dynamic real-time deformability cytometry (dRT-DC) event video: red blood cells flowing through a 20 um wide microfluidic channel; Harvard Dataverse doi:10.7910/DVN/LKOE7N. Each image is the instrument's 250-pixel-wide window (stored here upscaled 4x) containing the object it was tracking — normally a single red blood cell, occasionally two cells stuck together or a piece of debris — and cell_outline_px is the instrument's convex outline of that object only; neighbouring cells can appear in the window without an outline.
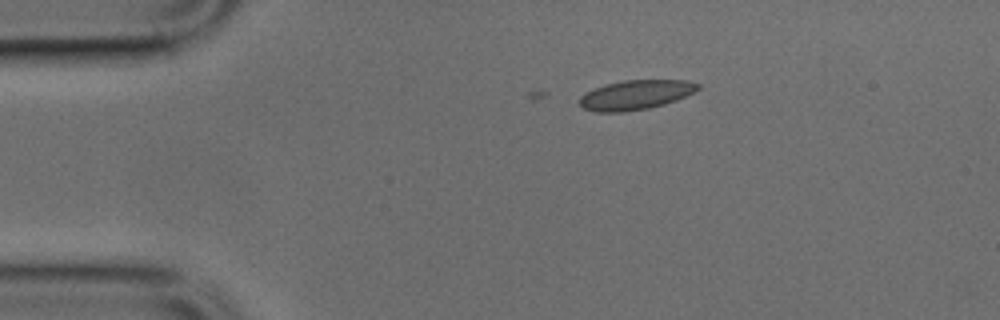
{"species": "common noctule bat (a hibernating species)", "species_latin": "Nyctalus noctula", "temperature_condition": "cold", "stored_images_in_passage": 4, "camera_frame_rate_fps": 3000, "um_per_image_px": 0.085, "animal": {"sex": "male", "body_mass_g": 17.9, "forearm_length_mm": 54.2}, "frame": {"image": 1, "passage_image": 1, "time_ms": 0.0, "image_size_px": [1000, 320], "cell_outline_px": [[700, 88], [676, 100], [664, 104], [648, 108], [624, 112], [596, 112], [584, 108], [580, 104], [580, 96], [604, 84], [624, 80], [684, 80], [700, 84]], "centroid_in_image_um": [54.02, 8.06], "position_along_channel_um": 31.0, "area_um2": 20.11}}